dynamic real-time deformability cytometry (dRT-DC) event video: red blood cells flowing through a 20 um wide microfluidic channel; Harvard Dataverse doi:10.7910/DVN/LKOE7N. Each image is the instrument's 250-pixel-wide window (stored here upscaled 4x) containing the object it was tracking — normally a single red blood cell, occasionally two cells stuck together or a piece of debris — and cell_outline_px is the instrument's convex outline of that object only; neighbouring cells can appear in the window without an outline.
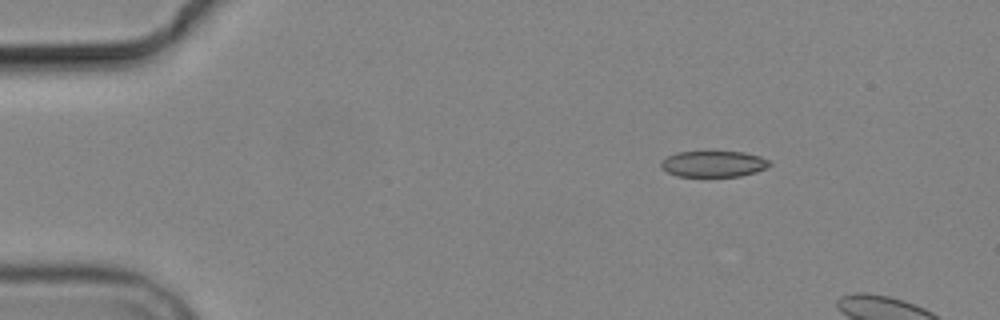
{"species": "common noctule bat (a hibernating species)", "species_latin": "Nyctalus noctula", "temperature_condition": "cold", "stored_images_in_passage": 3, "camera_frame_rate_fps": 3000, "um_per_image_px": 0.085, "animal": {"sex": "male", "body_mass_g": 19.2, "forearm_length_mm": 51.8}, "frame": {"image": 1, "passage_image": 1, "time_ms": 0.0, "image_size_px": [1000, 320], "cell_outline_px": [[772, 164], [768, 168], [756, 172], [740, 176], [676, 176], [660, 168], [660, 160], [676, 152], [744, 152], [760, 156], [772, 160]], "centroid_in_image_um": [60.67, 13.93], "position_along_channel_um": 24.3, "area_um2": 16.7}}